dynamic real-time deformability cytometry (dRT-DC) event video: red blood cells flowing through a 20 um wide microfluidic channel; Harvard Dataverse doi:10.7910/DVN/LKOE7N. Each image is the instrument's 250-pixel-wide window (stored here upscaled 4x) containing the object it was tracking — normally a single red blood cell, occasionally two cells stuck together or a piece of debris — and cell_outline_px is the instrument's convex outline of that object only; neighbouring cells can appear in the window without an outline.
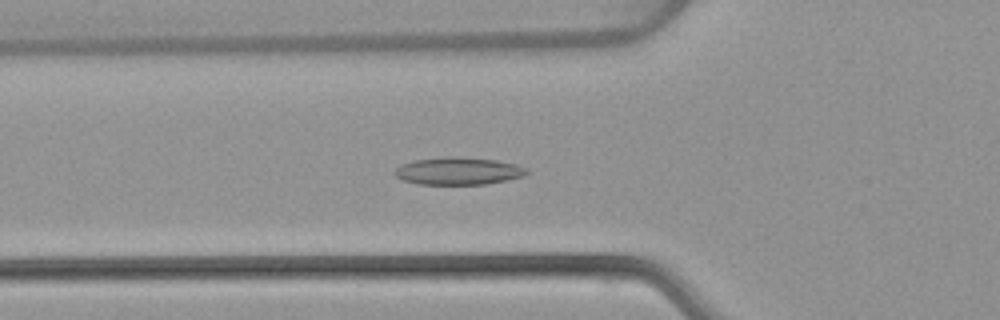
{"species": "common noctule bat (a hibernating species)", "species_latin": "Nyctalus noctula", "temperature_condition": "warm", "stored_images_in_passage": 52, "camera_frame_rate_fps": 3000, "um_per_image_px": 0.085, "animal": {"sex": "female", "body_mass_g": 22.7, "forearm_length_mm": 54.2}, "frame": {"image": 1, "passage_image": 18, "time_ms": 5.667, "image_size_px": [1000, 320], "cell_outline_px": [[528, 172], [524, 176], [508, 180], [484, 184], [416, 184], [404, 180], [396, 176], [392, 172], [400, 164], [412, 160], [444, 156], [456, 156], [496, 160], [516, 164], [528, 168]], "centroid_in_image_um": [38.94, 14.52], "position_along_channel_um": 86.9, "area_um2": 21.39}}
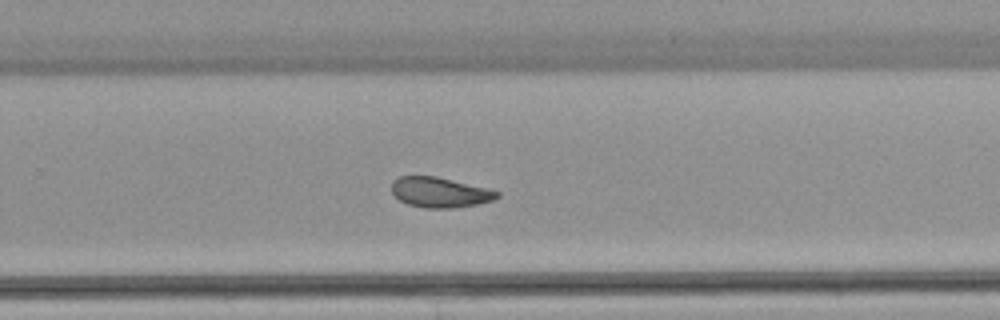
{"frame": {"image": 2, "passage_image": 34, "time_ms": 11.0, "image_size_px": [1000, 320], "cell_outline_px": [[500, 196], [492, 200], [476, 204], [452, 208], [424, 208], [408, 204], [400, 200], [392, 192], [392, 180], [400, 176], [436, 176], [488, 188], [500, 192]], "centroid_in_image_um": [37.38, 16.34], "position_along_channel_um": 292.4, "area_um2": 18.5}}
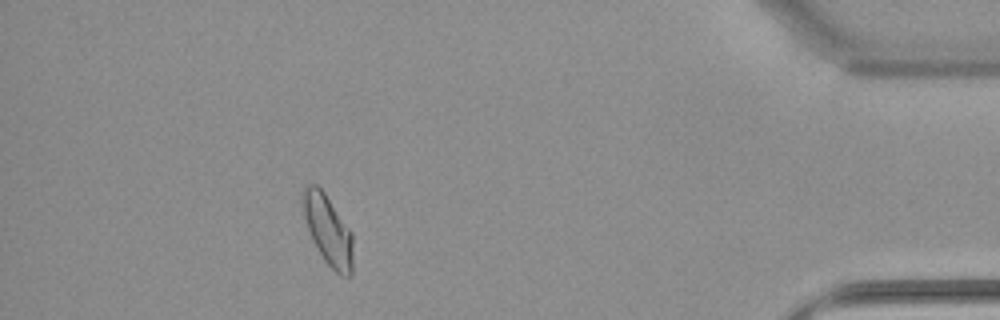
{"frame": {"image": 3, "passage_image": 47, "time_ms": 15.333, "image_size_px": [1000, 320], "cell_outline_px": [[352, 276], [348, 280], [340, 276], [324, 260], [312, 240], [300, 204], [300, 192], [304, 184], [316, 184], [324, 192], [352, 232]], "centroid_in_image_um": [27.85, 19.53], "position_along_channel_um": 407.4, "area_um2": 20.87}, "authors_computed_cell_mechanics": {"area_um2": 20.2589, "velocity_mm_per_s": 3.8505, "shape_relaxation_time_tau1_ms": null, "shape_relaxation_time_tau2_ms": 3.0829, "deformation_change_tau1": null, "deformation_change_tau2": 0.0854}}